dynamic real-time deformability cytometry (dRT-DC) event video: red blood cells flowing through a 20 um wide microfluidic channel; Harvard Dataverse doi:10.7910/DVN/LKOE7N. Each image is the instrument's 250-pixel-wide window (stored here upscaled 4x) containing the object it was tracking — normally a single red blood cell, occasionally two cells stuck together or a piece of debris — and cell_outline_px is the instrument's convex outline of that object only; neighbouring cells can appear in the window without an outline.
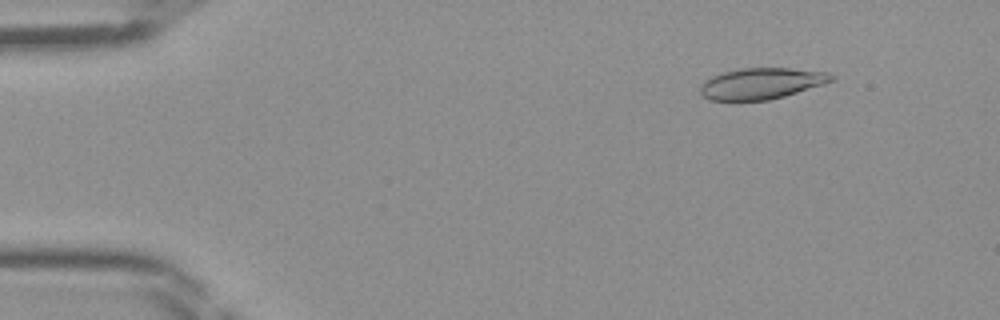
{"species": "Egyptian fruit bat (a non-hibernating species)", "species_latin": "Rousettus aegyptiacus", "temperature_condition": "room temperature", "stored_images_in_passage": 45, "camera_frame_rate_fps": 3000, "um_per_image_px": 0.085, "frame": {"image": 1, "passage_image": 5, "time_ms": 1.333, "image_size_px": [1000, 320], "cell_outline_px": [[836, 80], [824, 84], [784, 96], [768, 100], [712, 100], [704, 96], [700, 92], [700, 84], [704, 80], [712, 76], [724, 72], [740, 68], [788, 68], [828, 72], [836, 76]], "centroid_in_image_um": [64.75, 7.09], "position_along_channel_um": 20.3, "area_um2": 23.81}}
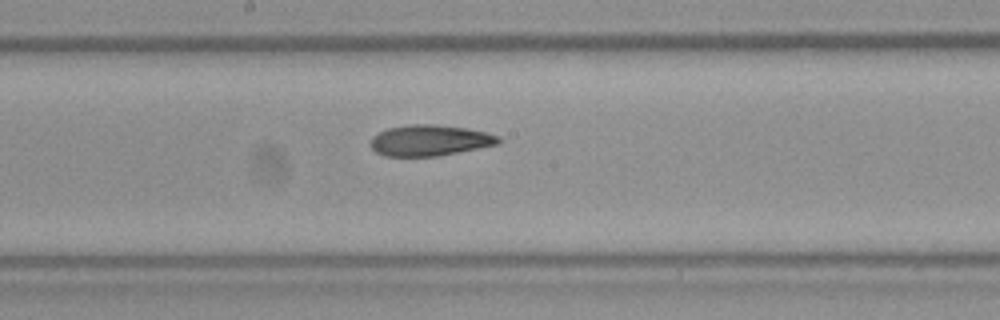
{"frame": {"image": 2, "passage_image": 24, "time_ms": 7.667, "image_size_px": [1000, 320], "cell_outline_px": [[500, 144], [436, 156], [384, 156], [376, 152], [368, 144], [372, 136], [388, 128], [412, 124], [432, 124], [468, 128], [500, 136]], "centroid_in_image_um": [36.51, 11.93], "position_along_channel_um": 211.7, "area_um2": 23.06}}
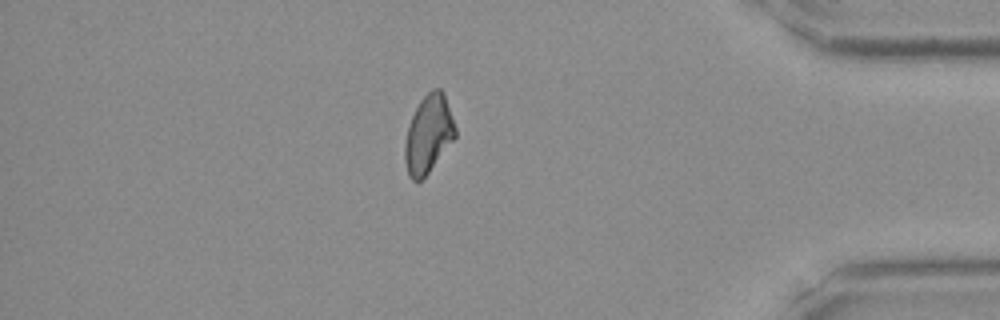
{"frame": {"image": 3, "passage_image": 39, "time_ms": 12.667, "image_size_px": [1000, 320], "cell_outline_px": [[456, 136], [428, 172], [420, 180], [412, 180], [408, 176], [404, 160], [404, 144], [408, 128], [412, 116], [420, 100], [432, 88], [440, 88], [444, 92], [456, 128]], "centroid_in_image_um": [36.41, 11.38], "position_along_channel_um": 398.8, "area_um2": 22.66}}